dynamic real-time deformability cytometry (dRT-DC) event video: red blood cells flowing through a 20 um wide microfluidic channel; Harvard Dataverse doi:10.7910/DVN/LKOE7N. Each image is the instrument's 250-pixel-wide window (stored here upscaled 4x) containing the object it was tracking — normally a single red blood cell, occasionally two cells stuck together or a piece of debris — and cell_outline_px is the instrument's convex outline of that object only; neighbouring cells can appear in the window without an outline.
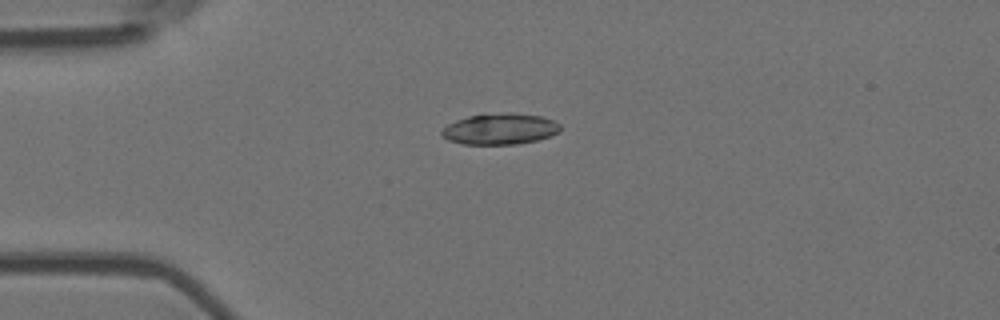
{"species": "Egyptian fruit bat (a non-hibernating species)", "species_latin": "Rousettus aegyptiacus", "temperature_condition": "room temperature", "stored_images_in_passage": 5, "camera_frame_rate_fps": 3000, "um_per_image_px": 0.085, "animal": {"sex": "female"}, "frame": {"image": 1, "passage_image": 1, "time_ms": 0.0, "image_size_px": [1000, 320], "cell_outline_px": [[560, 132], [552, 136], [536, 140], [516, 144], [464, 144], [448, 140], [440, 132], [448, 124], [456, 120], [468, 116], [508, 112], [540, 116], [552, 120], [560, 124]], "centroid_in_image_um": [42.52, 10.96], "position_along_channel_um": 42.5, "area_um2": 21.33}}
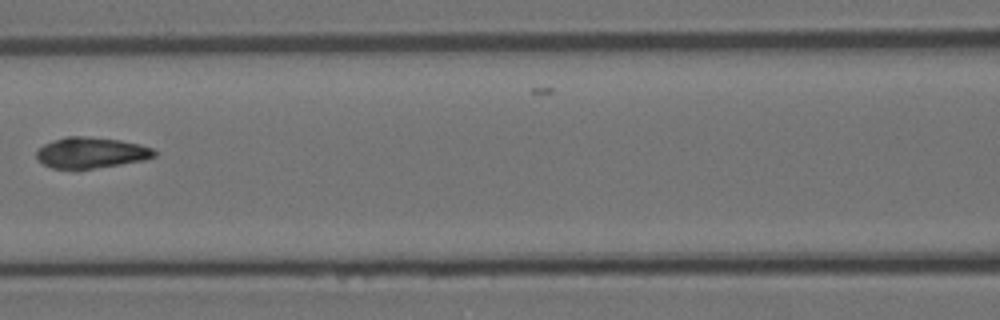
{"frame": {"image": 2, "passage_image": 4, "time_ms": 1.0, "image_size_px": [1000, 320], "cell_outline_px": [[156, 156], [144, 160], [120, 164], [92, 168], [52, 168], [44, 164], [36, 156], [36, 152], [44, 144], [52, 140], [64, 136], [84, 136], [120, 140], [140, 144], [152, 148], [156, 152]], "centroid_in_image_um": [7.75, 12.96], "position_along_channel_um": 158.8, "area_um2": 20.98}}
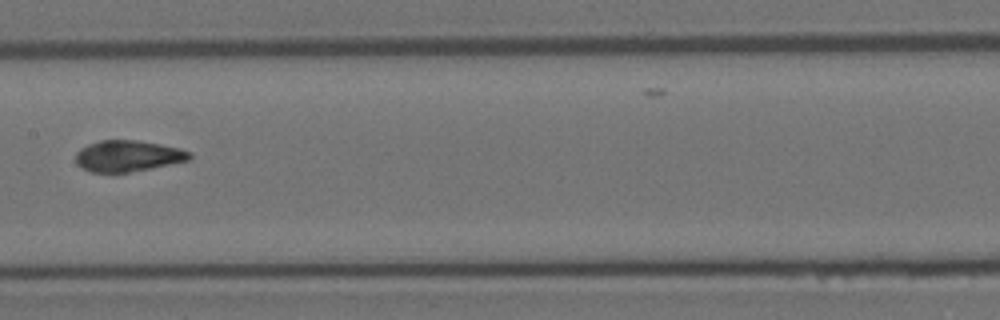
{"frame": {"image": 3, "passage_image": 5, "time_ms": 1.333, "image_size_px": [1000, 320], "cell_outline_px": [[192, 156], [188, 160], [128, 172], [92, 172], [84, 168], [76, 160], [76, 152], [80, 148], [88, 144], [100, 140], [136, 140], [160, 144], [180, 148], [192, 152]], "centroid_in_image_um": [10.88, 13.23], "position_along_channel_um": 196.5, "area_um2": 20.35}}